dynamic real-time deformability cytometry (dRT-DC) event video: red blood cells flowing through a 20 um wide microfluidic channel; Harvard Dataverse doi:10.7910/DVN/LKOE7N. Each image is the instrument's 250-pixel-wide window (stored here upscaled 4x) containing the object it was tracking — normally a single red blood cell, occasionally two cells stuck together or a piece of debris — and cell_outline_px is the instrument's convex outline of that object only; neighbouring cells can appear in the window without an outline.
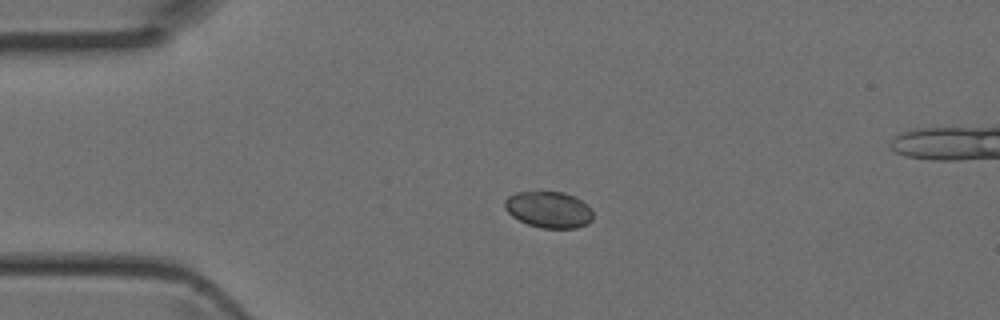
{"species": "Egyptian fruit bat (a non-hibernating species)", "species_latin": "Rousettus aegyptiacus", "temperature_condition": "room temperature", "stored_images_in_passage": 4, "camera_frame_rate_fps": 3000, "um_per_image_px": 0.085, "animal": {"sex": "female"}, "frame": {"image": 1, "passage_image": 2, "time_ms": 0.333, "image_size_px": [1000, 320], "cell_outline_px": [[592, 220], [588, 224], [576, 228], [540, 228], [528, 224], [512, 216], [504, 208], [504, 200], [508, 196], [516, 192], [564, 192], [588, 204], [592, 208]], "centroid_in_image_um": [46.65, 17.82], "position_along_channel_um": 38.4, "area_um2": 18.79}}